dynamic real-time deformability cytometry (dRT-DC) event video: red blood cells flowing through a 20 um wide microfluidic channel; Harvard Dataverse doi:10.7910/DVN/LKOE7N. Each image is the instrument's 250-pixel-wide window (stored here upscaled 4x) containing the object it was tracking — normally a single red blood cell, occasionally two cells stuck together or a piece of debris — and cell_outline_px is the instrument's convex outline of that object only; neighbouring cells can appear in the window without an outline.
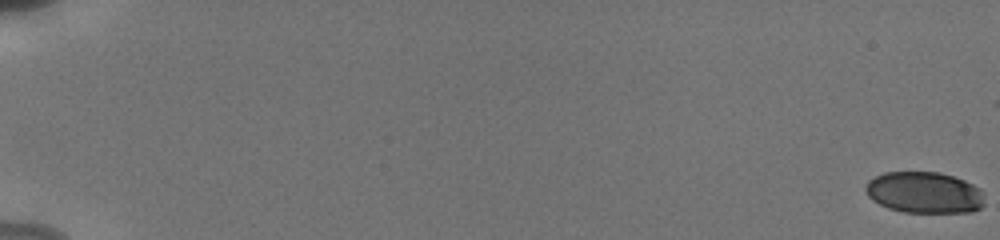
{"species": "human", "species_latin": "Homo sapiens", "temperature_condition": "cold", "stored_images_in_passage": 57, "camera_frame_rate_fps": 3000, "um_per_image_px": 0.085, "donor": {"sex": "male"}, "frame": {"image": 1, "passage_image": 1, "time_ms": 0.0, "image_size_px": [1000, 240], "cell_outline_px": [[984, 204], [980, 208], [972, 212], [904, 212], [888, 208], [872, 200], [868, 196], [864, 188], [868, 180], [884, 172], [940, 172], [964, 180], [980, 188]], "centroid_in_image_um": [78.54, 16.36], "position_along_channel_um": 6.5, "area_um2": 28.67}}
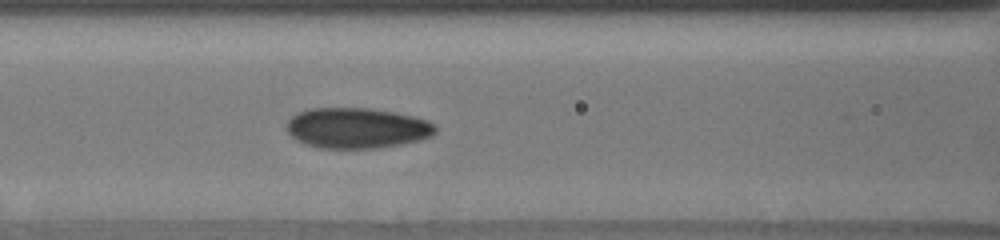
{"frame": {"image": 2, "passage_image": 28, "time_ms": 9.0, "image_size_px": [1000, 240], "cell_outline_px": [[436, 132], [432, 136], [420, 140], [400, 144], [376, 148], [316, 148], [304, 144], [296, 140], [288, 132], [288, 120], [296, 112], [308, 108], [368, 108], [396, 112], [416, 116], [428, 120], [436, 124]], "centroid_in_image_um": [30.36, 10.88], "position_along_channel_um": 136.2, "area_um2": 35.49}}
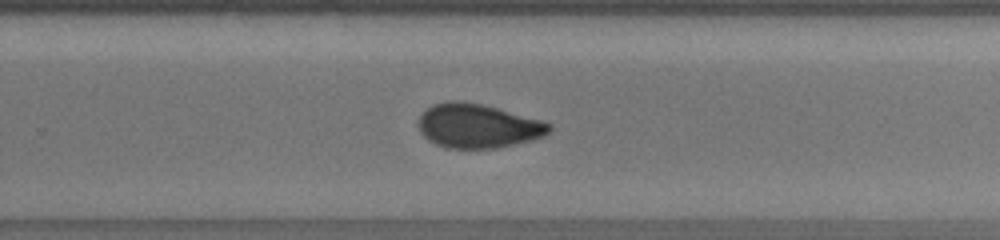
{"frame": {"image": 3, "passage_image": 40, "time_ms": 13.0, "image_size_px": [1000, 240], "cell_outline_px": [[552, 128], [544, 136], [532, 140], [496, 148], [444, 148], [428, 140], [420, 132], [420, 116], [432, 104], [448, 100], [460, 100], [484, 104], [544, 120], [552, 124]], "centroid_in_image_um": [40.65, 10.69], "position_along_channel_um": 289.1, "area_um2": 33.87}, "authors_computed_cell_mechanics": {"area_um2": 32.368, "velocity_mm_per_s": 3.8383, "shape_relaxation_time_tau1_ms": null, "shape_relaxation_time_tau2_ms": 1.1401, "deformation_change_tau1": null, "deformation_change_tau2": 0.0686}}